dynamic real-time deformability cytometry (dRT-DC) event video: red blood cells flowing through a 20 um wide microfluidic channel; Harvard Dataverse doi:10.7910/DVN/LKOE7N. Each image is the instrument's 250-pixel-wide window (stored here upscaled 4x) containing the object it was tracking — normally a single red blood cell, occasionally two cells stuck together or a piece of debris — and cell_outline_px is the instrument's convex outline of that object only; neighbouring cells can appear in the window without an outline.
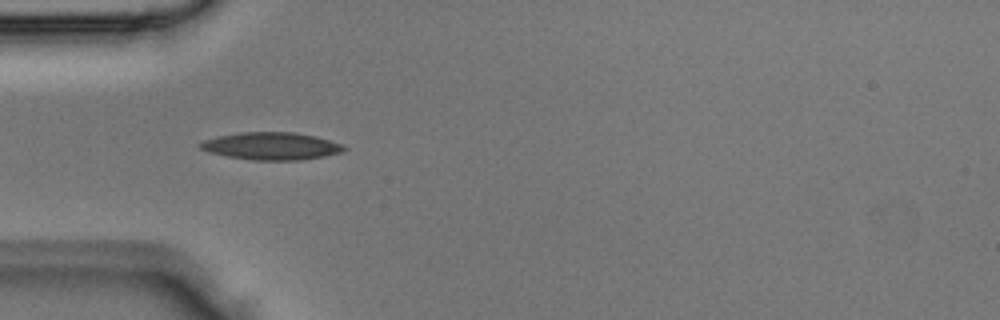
{"species": "Egyptian fruit bat (a non-hibernating species)", "species_latin": "Rousettus aegyptiacus", "temperature_condition": "room temperature", "stored_images_in_passage": 3, "camera_frame_rate_fps": 3000, "um_per_image_px": 0.085, "animal": {"sex": "male"}, "frame": {"image": 1, "passage_image": 3, "time_ms": 0.667, "image_size_px": [1000, 320], "cell_outline_px": [[348, 148], [340, 152], [324, 156], [300, 160], [252, 160], [228, 156], [208, 152], [200, 148], [200, 144], [204, 140], [220, 136], [240, 132], [296, 132], [316, 136], [344, 144]], "centroid_in_image_um": [23.11, 12.41], "position_along_channel_um": 61.9, "area_um2": 22.95}}